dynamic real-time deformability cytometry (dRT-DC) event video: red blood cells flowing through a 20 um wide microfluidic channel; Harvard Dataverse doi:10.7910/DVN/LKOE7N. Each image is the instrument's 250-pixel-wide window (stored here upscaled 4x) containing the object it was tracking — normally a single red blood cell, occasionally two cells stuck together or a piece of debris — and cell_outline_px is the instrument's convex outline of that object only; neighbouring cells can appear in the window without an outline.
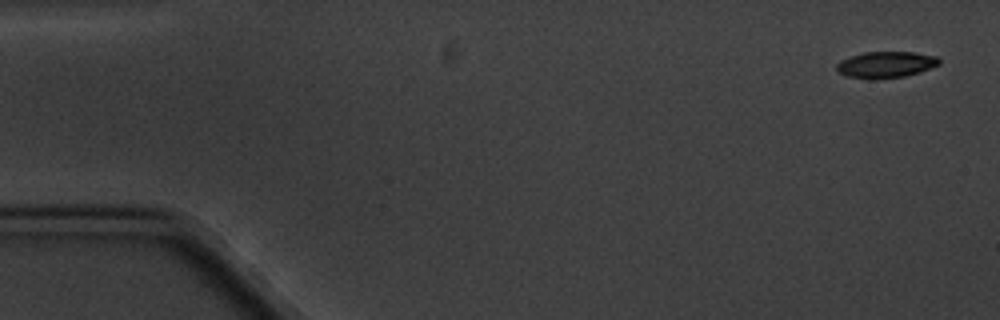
{"species": "common noctule bat (a hibernating species)", "species_latin": "Nyctalus noctula", "temperature_condition": "cold", "stored_images_in_passage": 7, "camera_frame_rate_fps": 3000, "um_per_image_px": 0.085, "animal": {"sex": "male", "body_mass_g": 20.1, "forearm_length_mm": 53.5}, "frame": {"image": 1, "passage_image": 1, "time_ms": 0.0, "image_size_px": [1000, 320], "cell_outline_px": [[940, 64], [920, 72], [904, 76], [876, 80], [872, 80], [848, 76], [840, 72], [836, 68], [836, 64], [840, 60], [848, 56], [864, 52], [916, 52], [936, 56], [940, 60]], "centroid_in_image_um": [75.29, 5.49], "position_along_channel_um": 9.7, "area_um2": 15.9}}
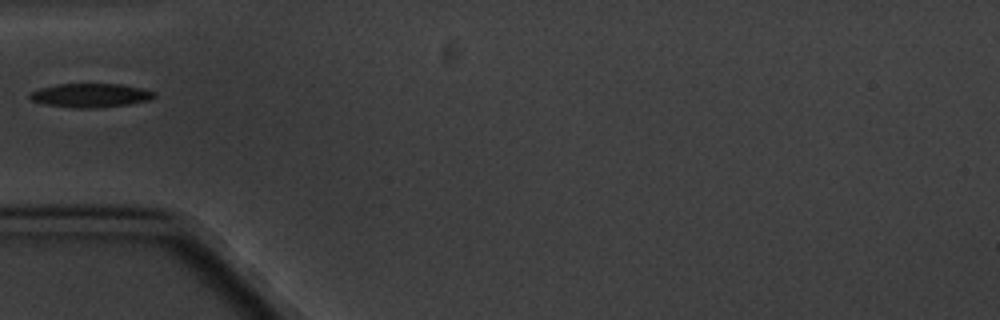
{"frame": {"image": 2, "passage_image": 5, "time_ms": 5.667, "image_size_px": [1000, 320], "cell_outline_px": [[156, 96], [148, 100], [128, 104], [92, 108], [72, 108], [44, 104], [32, 100], [28, 96], [32, 92], [40, 88], [56, 84], [120, 84], [144, 88], [156, 92]], "centroid_in_image_um": [7.7, 8.1], "position_along_channel_um": 77.3, "area_um2": 17.28}}